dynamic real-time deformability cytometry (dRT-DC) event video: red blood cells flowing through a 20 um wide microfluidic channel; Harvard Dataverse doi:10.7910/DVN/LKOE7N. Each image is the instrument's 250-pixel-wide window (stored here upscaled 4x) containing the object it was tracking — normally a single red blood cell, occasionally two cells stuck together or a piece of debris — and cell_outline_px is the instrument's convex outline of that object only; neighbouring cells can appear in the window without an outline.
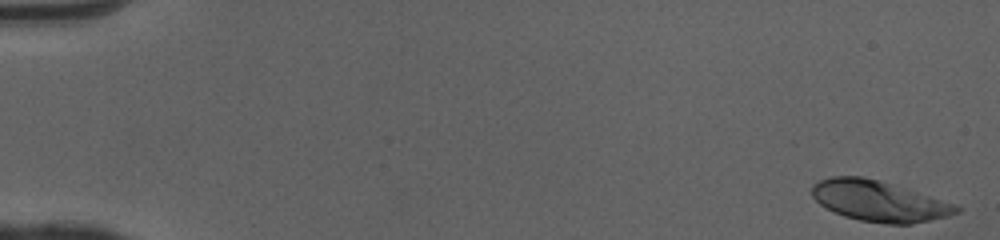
{"species": "human", "species_latin": "Homo sapiens", "temperature_condition": "cold", "stored_images_in_passage": 50, "camera_frame_rate_fps": 3000, "um_per_image_px": 0.085, "donor": {"sex": "female"}, "frame": {"image": 1, "passage_image": 1, "time_ms": 0.0, "image_size_px": [1000, 240], "cell_outline_px": [[960, 212], [948, 216], [912, 224], [884, 224], [860, 220], [844, 216], [820, 204], [812, 196], [812, 184], [820, 180], [832, 176], [864, 176], [880, 180], [956, 204], [960, 208]], "centroid_in_image_um": [74.72, 17.08], "position_along_channel_um": 10.3, "area_um2": 34.16}}
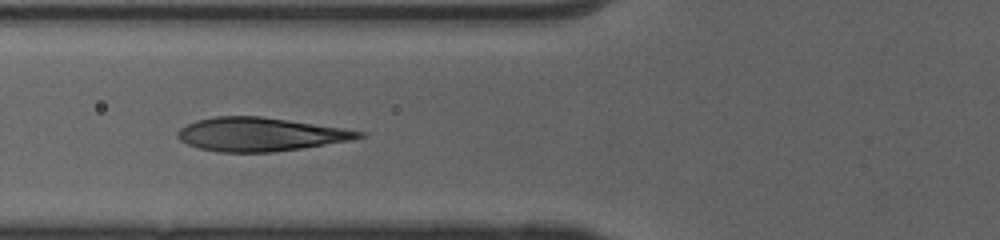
{"frame": {"image": 2, "passage_image": 20, "time_ms": 6.333, "image_size_px": [1000, 240], "cell_outline_px": [[364, 136], [352, 140], [300, 148], [272, 152], [220, 152], [200, 148], [188, 144], [180, 140], [176, 136], [176, 132], [180, 128], [196, 120], [216, 116], [260, 116], [288, 120], [340, 128], [364, 132]], "centroid_in_image_um": [22.06, 11.42], "position_along_channel_um": 103.7, "area_um2": 35.03}}
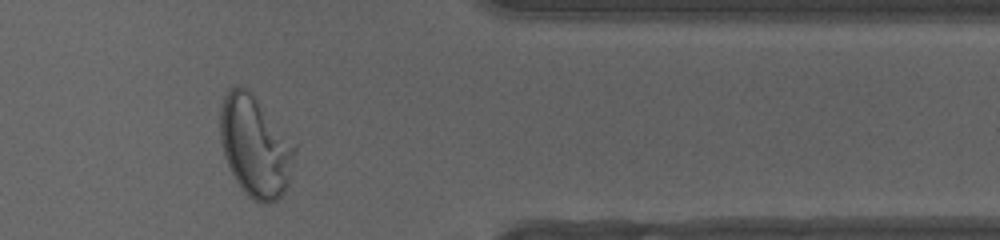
{"frame": {"image": 3, "passage_image": 42, "time_ms": 13.667, "image_size_px": [1000, 240], "cell_outline_px": [[300, 144], [288, 184], [284, 192], [276, 200], [268, 204], [264, 204], [248, 196], [244, 192], [236, 180], [224, 156], [220, 140], [220, 112], [224, 96], [236, 84], [248, 88], [300, 140]], "centroid_in_image_um": [21.8, 12.37], "position_along_channel_um": 389.6, "area_um2": 45.78}}